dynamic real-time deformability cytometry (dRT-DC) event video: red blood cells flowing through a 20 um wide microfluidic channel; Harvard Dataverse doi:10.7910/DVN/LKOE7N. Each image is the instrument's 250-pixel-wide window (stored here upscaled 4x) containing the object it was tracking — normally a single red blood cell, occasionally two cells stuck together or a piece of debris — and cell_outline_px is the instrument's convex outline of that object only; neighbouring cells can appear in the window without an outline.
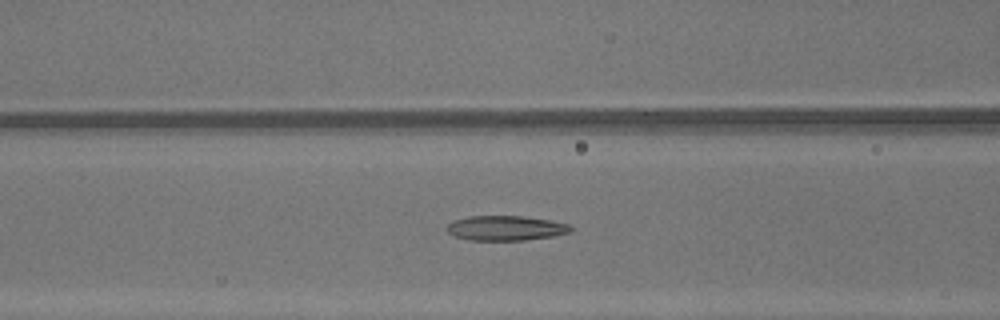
{"species": "common noctule bat (a hibernating species)", "species_latin": "Nyctalus noctula", "temperature_condition": "warm", "stored_images_in_passage": 36, "camera_frame_rate_fps": 3000, "um_per_image_px": 0.085, "animal": {"sex": "male", "body_mass_g": 13.3}, "frame": {"image": 1, "passage_image": 9, "time_ms": 2.667, "image_size_px": [1000, 320], "cell_outline_px": [[576, 228], [572, 232], [556, 236], [524, 240], [468, 240], [452, 236], [444, 228], [452, 220], [468, 216], [524, 216], [548, 220], [568, 224]], "centroid_in_image_um": [42.98, 19.39], "position_along_channel_um": 123.6, "area_um2": 18.26}}
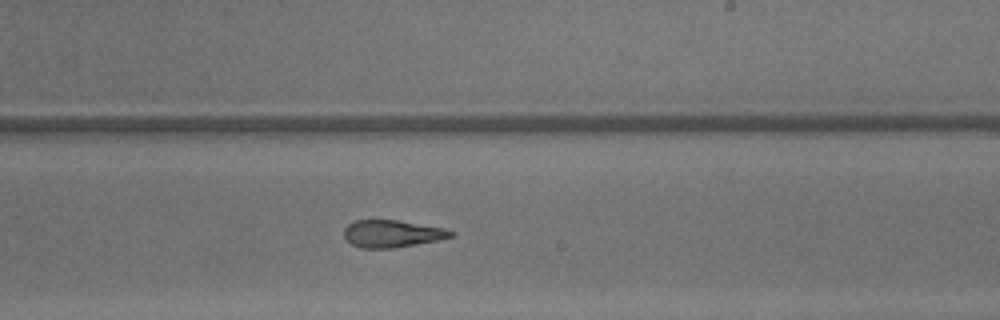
{"frame": {"image": 2, "passage_image": 18, "time_ms": 5.667, "image_size_px": [1000, 320], "cell_outline_px": [[456, 236], [440, 240], [392, 248], [360, 248], [352, 244], [344, 236], [344, 228], [352, 220], [396, 220], [444, 228], [456, 232]], "centroid_in_image_um": [33.35, 19.86], "position_along_channel_um": 255.6, "area_um2": 17.05}}
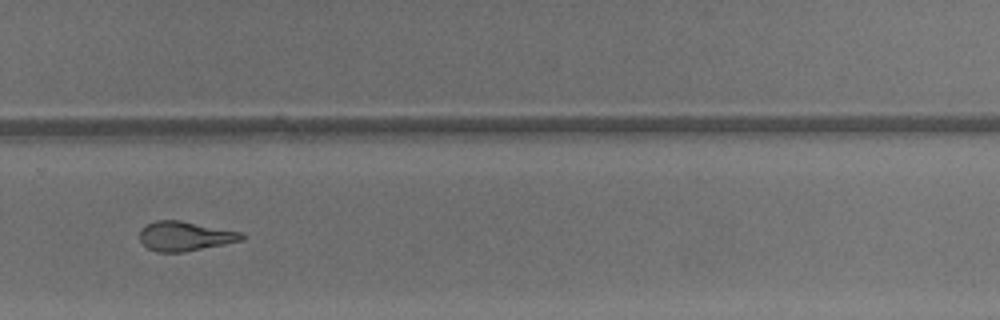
{"frame": {"image": 3, "passage_image": 22, "time_ms": 7.0, "image_size_px": [1000, 320], "cell_outline_px": [[248, 236], [244, 240], [184, 252], [156, 252], [148, 248], [140, 240], [140, 228], [156, 220], [180, 220], [244, 232]], "centroid_in_image_um": [15.78, 20.07], "position_along_channel_um": 314.0, "area_um2": 17.74}, "authors_computed_cell_mechanics": {"area_um2": 18.6405, "velocity_mm_per_s": 4.4074, "shape_relaxation_time_tau1_ms": null, "shape_relaxation_time_tau2_ms": 2.8953, "deformation_change_tau1": null, "deformation_change_tau2": 0.1192}}